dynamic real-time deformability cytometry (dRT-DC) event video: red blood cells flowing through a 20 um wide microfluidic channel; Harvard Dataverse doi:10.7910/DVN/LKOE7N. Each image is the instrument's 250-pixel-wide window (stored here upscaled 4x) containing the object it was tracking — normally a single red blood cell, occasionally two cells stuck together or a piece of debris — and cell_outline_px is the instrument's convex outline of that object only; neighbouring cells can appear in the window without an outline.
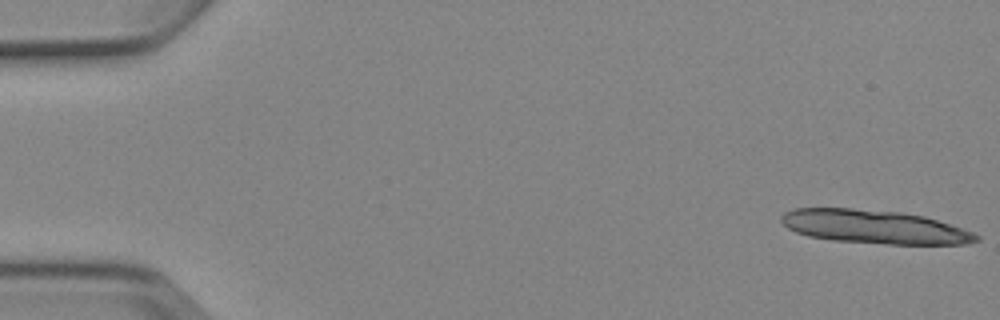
{"species": "Egyptian fruit bat (a non-hibernating species)", "species_latin": "Rousettus aegyptiacus", "temperature_condition": "cold", "stored_images_in_passage": 10, "camera_frame_rate_fps": 3000, "um_per_image_px": 0.085, "animal": {"sex": "female"}, "frame": {"image": 1, "passage_image": 1, "time_ms": 0.0, "image_size_px": [1000, 320], "cell_outline_px": [[980, 240], [968, 244], [888, 244], [832, 240], [808, 236], [796, 232], [788, 228], [780, 220], [780, 216], [784, 212], [796, 208], [852, 208], [900, 212], [924, 216], [972, 232], [980, 236]], "centroid_in_image_um": [74.29, 19.28], "position_along_channel_um": 10.7, "area_um2": 38.03}}
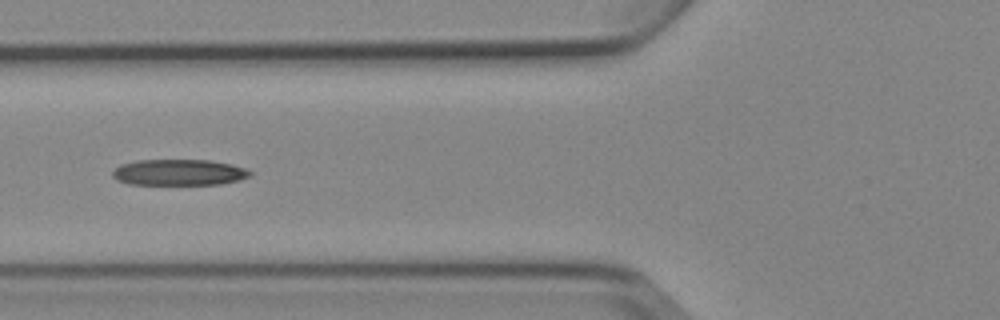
{"frame": {"image": 2, "passage_image": 6, "time_ms": 6.667, "image_size_px": [1000, 320], "cell_outline_px": [[252, 176], [240, 180], [220, 184], [128, 184], [116, 180], [112, 176], [112, 172], [120, 164], [136, 160], [208, 160], [232, 164], [244, 168], [252, 172]], "centroid_in_image_um": [15.21, 14.65], "position_along_channel_um": 110.6, "area_um2": 20.98}}
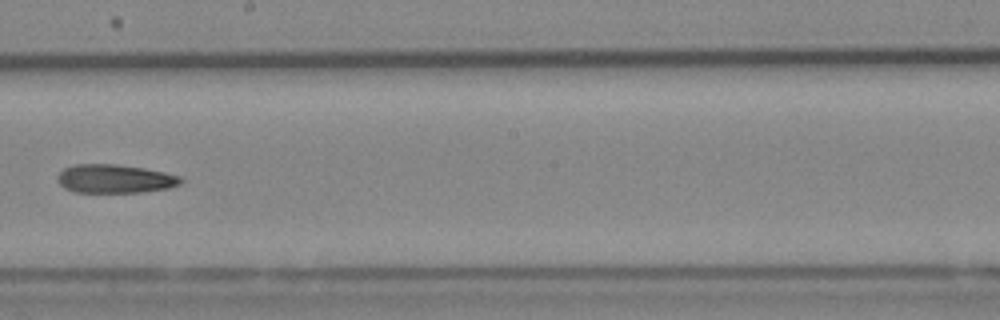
{"frame": {"image": 3, "passage_image": 9, "time_ms": 10.0, "image_size_px": [1000, 320], "cell_outline_px": [[184, 180], [180, 184], [168, 188], [144, 192], [76, 192], [64, 188], [56, 180], [56, 176], [64, 168], [72, 164], [116, 164], [144, 168], [164, 172], [180, 176]], "centroid_in_image_um": [9.74, 15.19], "position_along_channel_um": 238.5, "area_um2": 20.69}}